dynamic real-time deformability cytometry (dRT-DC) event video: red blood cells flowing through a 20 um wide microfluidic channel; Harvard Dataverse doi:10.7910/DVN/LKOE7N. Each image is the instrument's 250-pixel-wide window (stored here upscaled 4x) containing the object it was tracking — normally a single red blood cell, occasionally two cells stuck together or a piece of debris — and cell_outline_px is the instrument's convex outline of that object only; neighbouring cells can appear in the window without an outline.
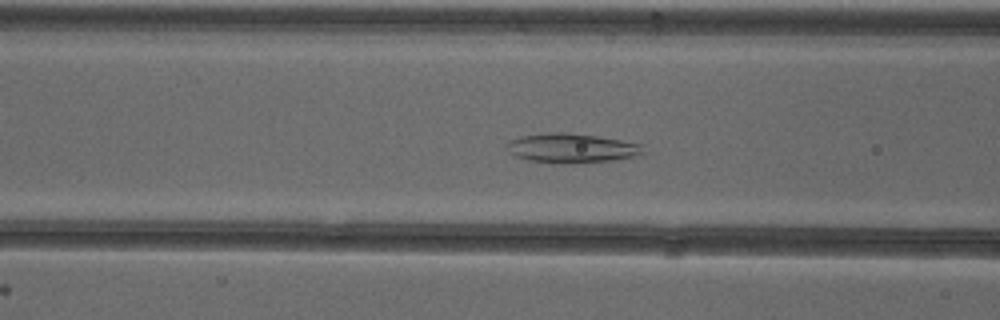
{"species": "common noctule bat (a hibernating species)", "species_latin": "Nyctalus noctula", "temperature_condition": "cold", "stored_images_in_passage": 44, "camera_frame_rate_fps": 3000, "um_per_image_px": 0.085, "animal": {"sex": "female"}, "frame": {"image": 1, "passage_image": 12, "time_ms": 3.667, "image_size_px": [1000, 320], "cell_outline_px": [[644, 156], [612, 160], [564, 164], [556, 164], [528, 160], [516, 156], [508, 152], [504, 144], [508, 140], [520, 136], [556, 132], [564, 132], [596, 136], [644, 144]], "centroid_in_image_um": [48.6, 12.6], "position_along_channel_um": 118.0, "area_um2": 23.76}}
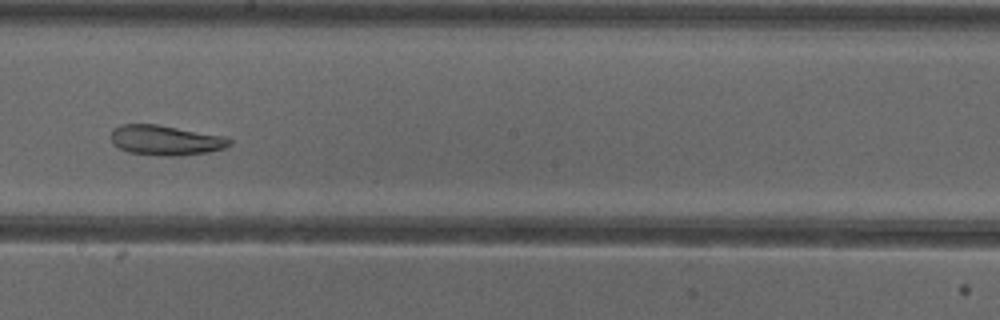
{"frame": {"image": 2, "passage_image": 21, "time_ms": 6.667, "image_size_px": [1000, 320], "cell_outline_px": [[232, 144], [224, 148], [208, 152], [180, 156], [164, 156], [128, 152], [112, 144], [112, 128], [120, 124], [156, 124], [224, 136], [232, 140]], "centroid_in_image_um": [14.07, 11.92], "position_along_channel_um": 234.1, "area_um2": 20.75}}
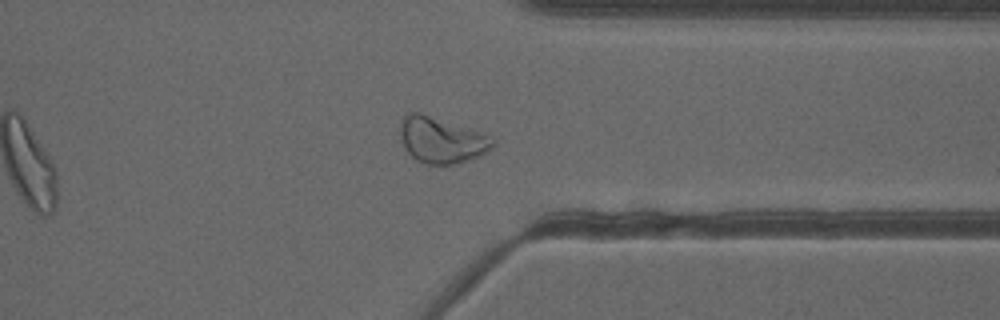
{"frame": {"image": 3, "passage_image": 32, "time_ms": 10.333, "image_size_px": [1000, 320], "cell_outline_px": [[496, 144], [488, 152], [480, 156], [460, 164], [428, 164], [416, 160], [404, 148], [400, 140], [400, 124], [404, 116], [408, 112], [420, 112], [492, 136], [496, 140]], "centroid_in_image_um": [37.55, 11.92], "position_along_channel_um": 373.9, "area_um2": 25.09}, "authors_computed_cell_mechanics": {"area_um2": 25.143, "velocity_mm_per_s": 3.8713, "shape_relaxation_time_tau1_ms": null, "shape_relaxation_time_tau2_ms": 4.8883, "deformation_change_tau1": null, "deformation_change_tau2": 0.1139}}